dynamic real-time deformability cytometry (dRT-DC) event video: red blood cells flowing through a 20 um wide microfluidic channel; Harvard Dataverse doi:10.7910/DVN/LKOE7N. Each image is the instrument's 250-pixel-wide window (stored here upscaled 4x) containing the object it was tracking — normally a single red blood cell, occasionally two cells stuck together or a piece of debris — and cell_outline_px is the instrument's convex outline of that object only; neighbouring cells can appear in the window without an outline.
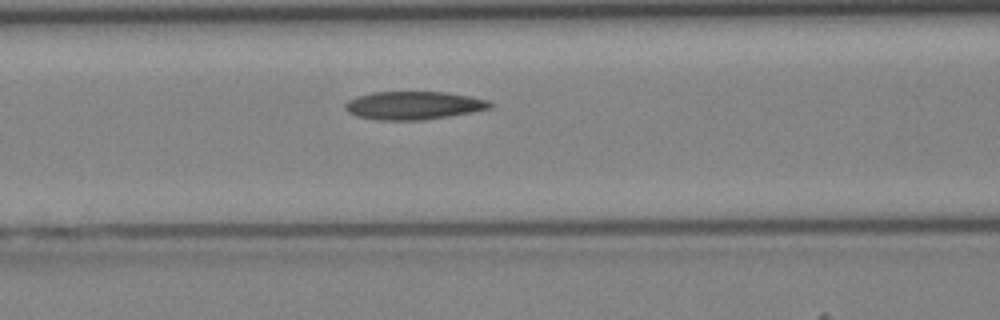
{"species": "Egyptian fruit bat (a non-hibernating species)", "species_latin": "Rousettus aegyptiacus", "temperature_condition": "cold", "stored_images_in_passage": 37, "camera_frame_rate_fps": 3000, "um_per_image_px": 0.085, "animal": {"sex": "female"}, "frame": {"image": 1, "passage_image": 13, "time_ms": 4.0, "image_size_px": [1000, 320], "cell_outline_px": [[496, 104], [492, 108], [472, 112], [448, 116], [420, 120], [376, 120], [356, 116], [348, 112], [344, 108], [344, 104], [348, 100], [356, 96], [372, 92], [444, 92], [468, 96], [488, 100]], "centroid_in_image_um": [35.14, 8.96], "position_along_channel_um": 131.5, "area_um2": 23.87}}
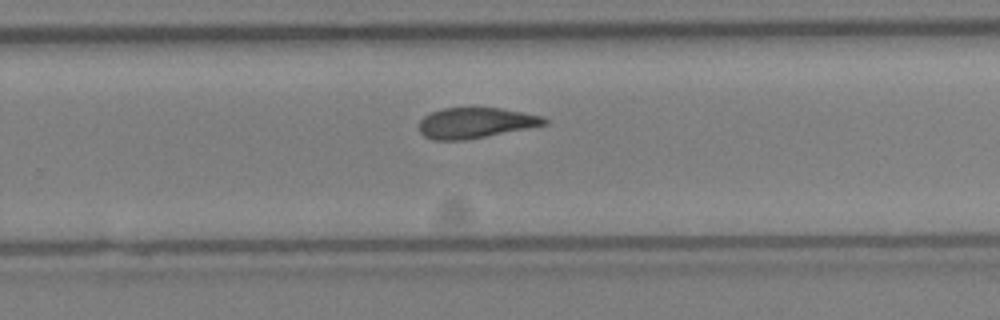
{"frame": {"image": 2, "passage_image": 23, "time_ms": 7.333, "image_size_px": [1000, 320], "cell_outline_px": [[548, 124], [464, 140], [436, 140], [424, 136], [420, 132], [420, 120], [424, 116], [432, 112], [444, 108], [500, 108], [524, 112], [544, 116], [548, 120]], "centroid_in_image_um": [40.44, 10.44], "position_along_channel_um": 289.4, "area_um2": 22.08}}
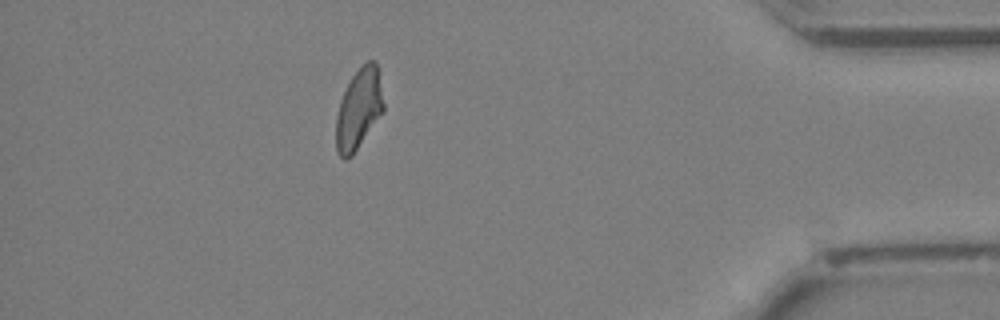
{"frame": {"image": 3, "passage_image": 33, "time_ms": 10.667, "image_size_px": [1000, 320], "cell_outline_px": [[384, 112], [352, 156], [344, 160], [340, 156], [336, 148], [336, 116], [340, 100], [352, 76], [368, 60], [376, 60], [384, 104]], "centroid_in_image_um": [30.5, 9.29], "position_along_channel_um": 404.7, "area_um2": 22.25}}